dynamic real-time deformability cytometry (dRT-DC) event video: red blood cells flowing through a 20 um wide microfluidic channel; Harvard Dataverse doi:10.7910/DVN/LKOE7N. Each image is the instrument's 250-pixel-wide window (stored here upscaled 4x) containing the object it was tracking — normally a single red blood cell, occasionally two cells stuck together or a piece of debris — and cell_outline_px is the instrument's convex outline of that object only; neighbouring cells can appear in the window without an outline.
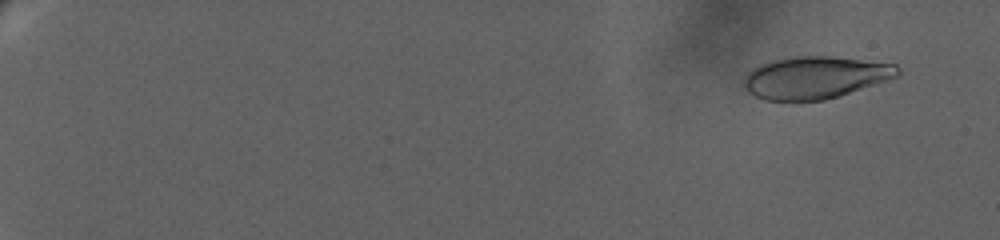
{"species": "human", "species_latin": "Homo sapiens", "temperature_condition": "warm", "stored_images_in_passage": 64, "camera_frame_rate_fps": 3000, "um_per_image_px": 0.085, "donor": {"sex": "female"}, "frame": {"image": 1, "passage_image": 13, "time_ms": 1.667, "image_size_px": [1000, 240], "cell_outline_px": [[900, 76], [840, 96], [824, 100], [764, 100], [748, 92], [744, 84], [744, 76], [752, 68], [760, 64], [772, 60], [788, 56], [832, 56], [896, 64], [900, 68]], "centroid_in_image_um": [69.31, 6.57], "position_along_channel_um": 15.7, "area_um2": 38.09}}